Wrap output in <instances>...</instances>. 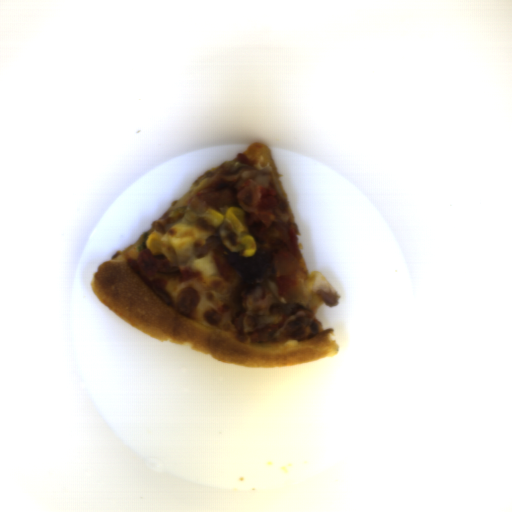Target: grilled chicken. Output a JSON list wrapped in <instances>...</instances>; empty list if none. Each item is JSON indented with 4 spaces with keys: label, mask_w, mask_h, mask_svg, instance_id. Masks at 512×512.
I'll list each match as a JSON object with an SVG mask.
<instances>
[{
    "label": "grilled chicken",
    "mask_w": 512,
    "mask_h": 512,
    "mask_svg": "<svg viewBox=\"0 0 512 512\" xmlns=\"http://www.w3.org/2000/svg\"><path fill=\"white\" fill-rule=\"evenodd\" d=\"M198 198L220 215L231 207L243 209L256 250L273 255L272 274L279 293L294 288L302 255L285 193L273 174L255 167L236 174L224 170Z\"/></svg>",
    "instance_id": "1"
},
{
    "label": "grilled chicken",
    "mask_w": 512,
    "mask_h": 512,
    "mask_svg": "<svg viewBox=\"0 0 512 512\" xmlns=\"http://www.w3.org/2000/svg\"><path fill=\"white\" fill-rule=\"evenodd\" d=\"M231 314L237 338L253 344L308 340L318 330L313 312L287 303L264 280L238 285L232 293Z\"/></svg>",
    "instance_id": "2"
},
{
    "label": "grilled chicken",
    "mask_w": 512,
    "mask_h": 512,
    "mask_svg": "<svg viewBox=\"0 0 512 512\" xmlns=\"http://www.w3.org/2000/svg\"><path fill=\"white\" fill-rule=\"evenodd\" d=\"M163 253H153L146 248L140 251L137 259V269L144 275L156 276L169 265Z\"/></svg>",
    "instance_id": "3"
}]
</instances>
